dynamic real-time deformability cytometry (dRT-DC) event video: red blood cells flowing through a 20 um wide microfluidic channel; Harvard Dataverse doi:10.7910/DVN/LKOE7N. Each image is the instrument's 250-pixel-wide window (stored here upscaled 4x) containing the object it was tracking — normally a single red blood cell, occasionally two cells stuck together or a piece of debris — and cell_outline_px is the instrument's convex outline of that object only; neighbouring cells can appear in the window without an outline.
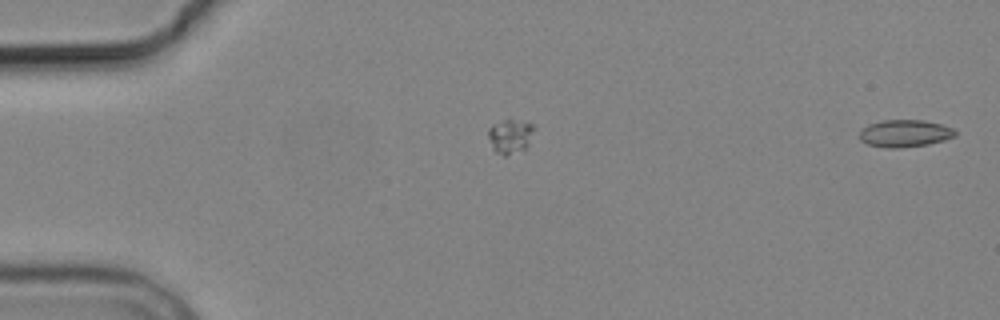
{"species": "common noctule bat (a hibernating species)", "species_latin": "Nyctalus noctula", "temperature_condition": "cold", "stored_images_in_passage": 2, "camera_frame_rate_fps": 3000, "um_per_image_px": 0.085, "animal": {"sex": "male", "body_mass_g": 19.2, "forearm_length_mm": 51.8}, "frame": {"image": 1, "passage_image": 2, "time_ms": 1.333, "image_size_px": [1000, 320], "cell_outline_px": [[956, 136], [944, 140], [928, 144], [896, 148], [884, 148], [868, 144], [860, 140], [860, 132], [868, 124], [884, 120], [924, 120], [940, 124], [952, 128], [956, 132]], "centroid_in_image_um": [76.91, 11.34], "position_along_channel_um": 8.1, "area_um2": 15.09}}